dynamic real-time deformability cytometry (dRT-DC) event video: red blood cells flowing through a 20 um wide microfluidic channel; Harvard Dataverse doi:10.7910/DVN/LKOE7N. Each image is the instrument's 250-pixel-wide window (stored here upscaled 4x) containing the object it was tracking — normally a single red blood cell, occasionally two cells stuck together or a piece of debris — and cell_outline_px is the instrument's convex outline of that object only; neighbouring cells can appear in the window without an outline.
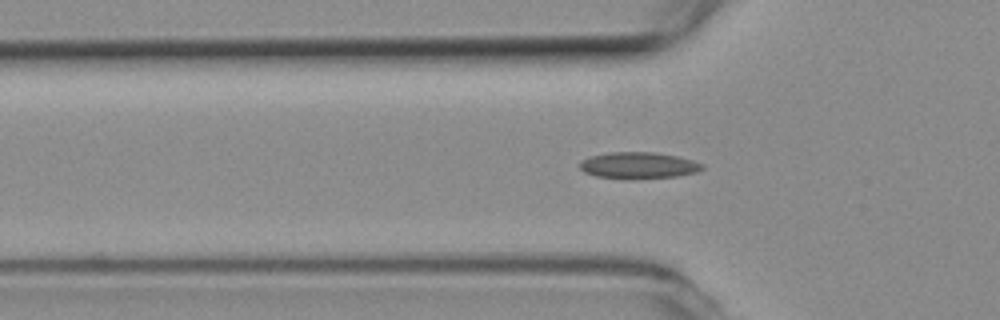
{"species": "common noctule bat (a hibernating species)", "species_latin": "Nyctalus noctula", "temperature_condition": "room temperature", "stored_images_in_passage": 47, "camera_frame_rate_fps": 3000, "um_per_image_px": 0.085, "animal": {"sex": "female", "body_mass_g": 19.3, "forearm_length_mm": 54.1}, "frame": {"image": 1, "passage_image": 10, "time_ms": 3.0, "image_size_px": [1000, 320], "cell_outline_px": [[704, 168], [696, 172], [676, 176], [596, 176], [584, 172], [580, 168], [580, 160], [588, 156], [608, 152], [652, 152], [676, 156], [692, 160], [704, 164]], "centroid_in_image_um": [54.25, 14.0], "position_along_channel_um": 71.6, "area_um2": 17.98}}
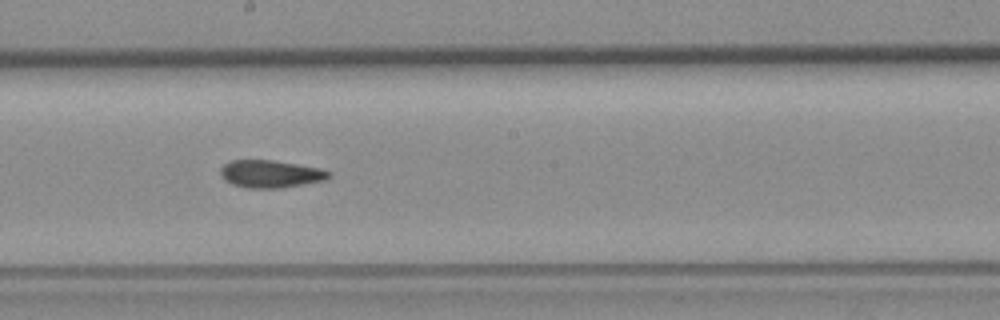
{"frame": {"image": 2, "passage_image": 22, "time_ms": 7.0, "image_size_px": [1000, 320], "cell_outline_px": [[332, 176], [324, 180], [280, 188], [244, 188], [232, 184], [224, 180], [220, 172], [220, 168], [224, 164], [232, 160], [272, 160], [320, 168], [332, 172]], "centroid_in_image_um": [22.98, 14.78], "position_along_channel_um": 225.2, "area_um2": 17.4}}
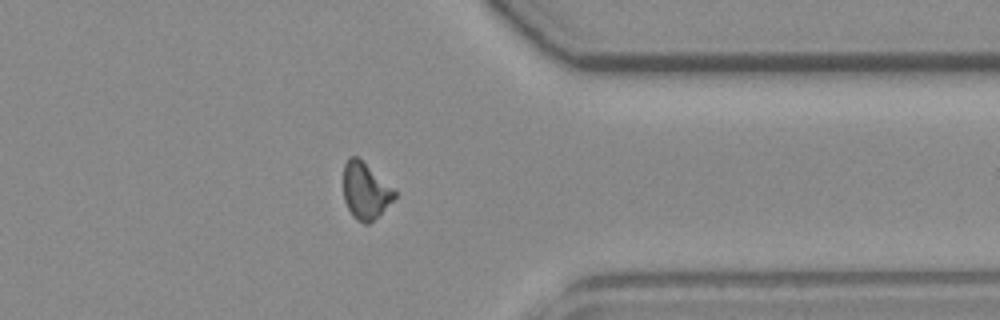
{"frame": {"image": 3, "passage_image": 35, "time_ms": 11.333, "image_size_px": [1000, 320], "cell_outline_px": [[396, 196], [368, 224], [364, 224], [356, 220], [352, 216], [344, 200], [344, 164], [348, 156], [356, 156], [396, 192]], "centroid_in_image_um": [31.0, 16.23], "position_along_channel_um": 380.4, "area_um2": 16.18}, "authors_computed_cell_mechanics": {"area_um2": 17.3978, "velocity_mm_per_s": 3.8247, "shape_relaxation_time_tau1_ms": null, "shape_relaxation_time_tau2_ms": 4.1041, "deformation_change_tau1": null, "deformation_change_tau2": 0.0784}}